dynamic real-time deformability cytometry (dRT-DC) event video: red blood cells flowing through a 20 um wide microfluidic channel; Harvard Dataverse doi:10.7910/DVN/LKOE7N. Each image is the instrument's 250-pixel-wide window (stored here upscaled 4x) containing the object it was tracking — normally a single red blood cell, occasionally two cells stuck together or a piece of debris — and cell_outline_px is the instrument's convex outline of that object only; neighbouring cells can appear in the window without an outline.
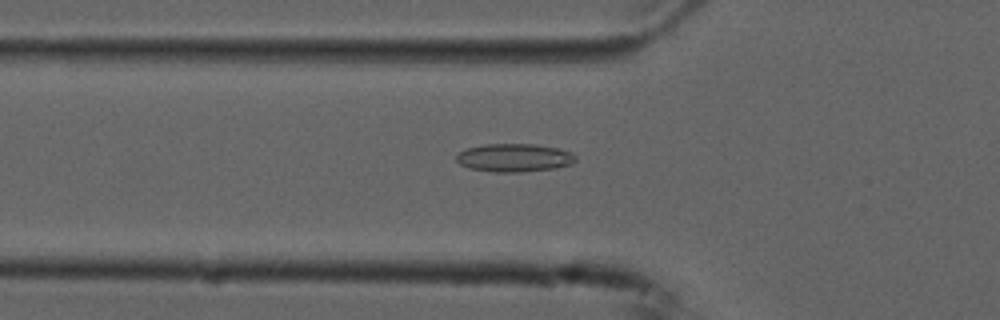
{"species": "common noctule bat (a hibernating species)", "species_latin": "Nyctalus noctula", "temperature_condition": "cold", "stored_images_in_passage": 29, "camera_frame_rate_fps": 3000, "um_per_image_px": 0.085, "animal": {"sex": "male", "forearm_length_mm": 52.5}, "frame": {"image": 1, "passage_image": 2, "time_ms": 0.333, "image_size_px": [1000, 320], "cell_outline_px": [[576, 160], [572, 164], [556, 168], [516, 172], [492, 172], [468, 168], [460, 164], [456, 160], [456, 156], [460, 152], [468, 148], [484, 144], [536, 144], [556, 148], [572, 152], [576, 156]], "centroid_in_image_um": [43.72, 13.41], "position_along_channel_um": 82.1, "area_um2": 19.59}}
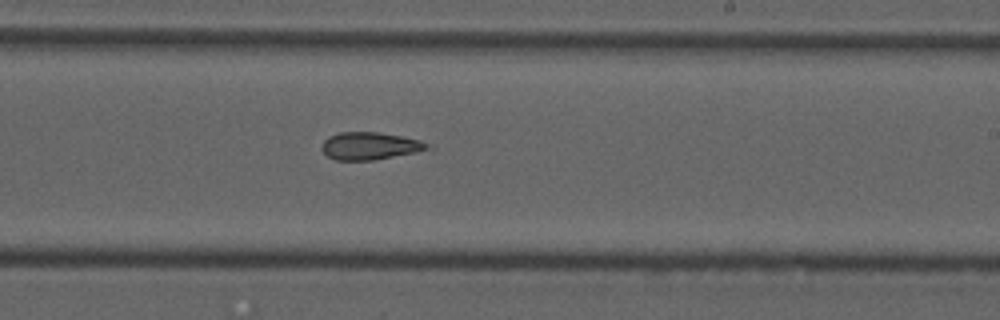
{"frame": {"image": 2, "passage_image": 16, "time_ms": 5.0, "image_size_px": [1000, 320], "cell_outline_px": [[432, 148], [416, 152], [372, 160], [336, 160], [328, 156], [320, 148], [320, 144], [328, 136], [340, 132], [376, 132], [400, 136], [420, 140], [432, 144]], "centroid_in_image_um": [31.43, 12.4], "position_along_channel_um": 257.6, "area_um2": 16.94}}
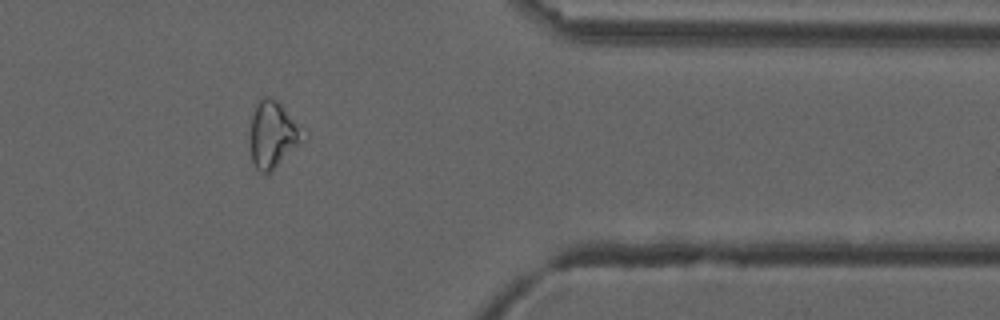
{"frame": {"image": 3, "passage_image": 28, "time_ms": 9.0, "image_size_px": [1000, 320], "cell_outline_px": [[308, 136], [268, 172], [260, 172], [256, 168], [252, 160], [248, 132], [252, 116], [256, 104], [260, 96], [268, 96], [276, 100], [280, 104]], "centroid_in_image_um": [23.14, 11.39], "position_along_channel_um": 388.3, "area_um2": 20.23}, "authors_computed_cell_mechanics": {"area_um2": 17.1088, "velocity_mm_per_s": 3.7534, "shape_relaxation_time_tau1_ms": null, "shape_relaxation_time_tau2_ms": 3.3766, "deformation_change_tau1": null, "deformation_change_tau2": 0.1089}}